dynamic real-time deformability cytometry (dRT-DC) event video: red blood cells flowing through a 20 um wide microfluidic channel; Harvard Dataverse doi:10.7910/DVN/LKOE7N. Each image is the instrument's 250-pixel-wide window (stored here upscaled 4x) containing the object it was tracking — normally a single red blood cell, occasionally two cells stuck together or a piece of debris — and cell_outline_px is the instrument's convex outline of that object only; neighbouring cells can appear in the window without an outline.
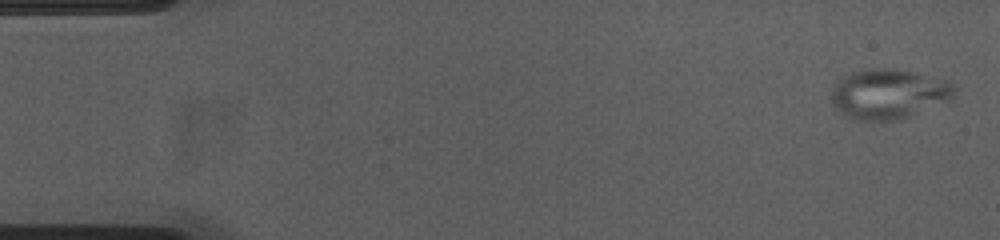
{"species": "common noctule bat (a hibernating species)", "species_latin": "Nyctalus noctula", "temperature_condition": "cold", "stored_images_in_passage": 53, "camera_frame_rate_fps": 3000, "um_per_image_px": 0.085, "animal": {"sex": "female", "body_mass_g": 23.0, "forearm_length_mm": 53.4}, "frame": {"image": 1, "passage_image": 1, "time_ms": 0.0, "image_size_px": [1000, 240], "cell_outline_px": [[956, 88], [952, 96], [948, 100], [900, 120], [852, 120], [844, 116], [832, 104], [832, 88], [836, 80], [852, 72], [872, 68], [892, 68], [912, 72], [948, 80]], "centroid_in_image_um": [75.48, 7.98], "position_along_channel_um": 9.5, "area_um2": 35.72}}
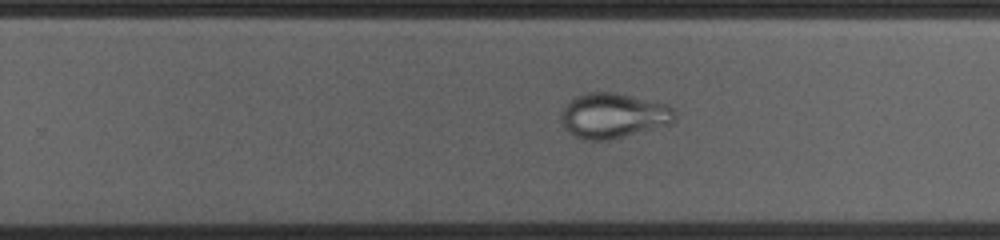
{"frame": {"image": 2, "passage_image": 33, "time_ms": 10.667, "image_size_px": [1000, 240], "cell_outline_px": [[676, 120], [672, 124], [608, 140], [588, 140], [572, 136], [564, 128], [560, 120], [560, 116], [564, 108], [576, 96], [588, 92], [616, 92], [664, 104], [672, 108], [676, 112]], "centroid_in_image_um": [52.13, 9.84], "position_along_channel_um": 277.7, "area_um2": 29.82}}
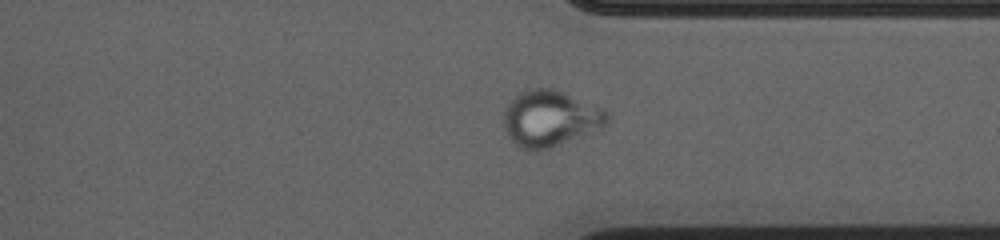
{"frame": {"image": 3, "passage_image": 40, "time_ms": 13.0, "image_size_px": [1000, 240], "cell_outline_px": [[608, 124], [552, 148], [536, 152], [524, 148], [516, 144], [508, 136], [504, 128], [504, 112], [508, 104], [520, 92], [532, 88], [552, 88], [604, 108], [608, 112]], "centroid_in_image_um": [46.76, 10.08], "position_along_channel_um": 364.6, "area_um2": 33.58}}